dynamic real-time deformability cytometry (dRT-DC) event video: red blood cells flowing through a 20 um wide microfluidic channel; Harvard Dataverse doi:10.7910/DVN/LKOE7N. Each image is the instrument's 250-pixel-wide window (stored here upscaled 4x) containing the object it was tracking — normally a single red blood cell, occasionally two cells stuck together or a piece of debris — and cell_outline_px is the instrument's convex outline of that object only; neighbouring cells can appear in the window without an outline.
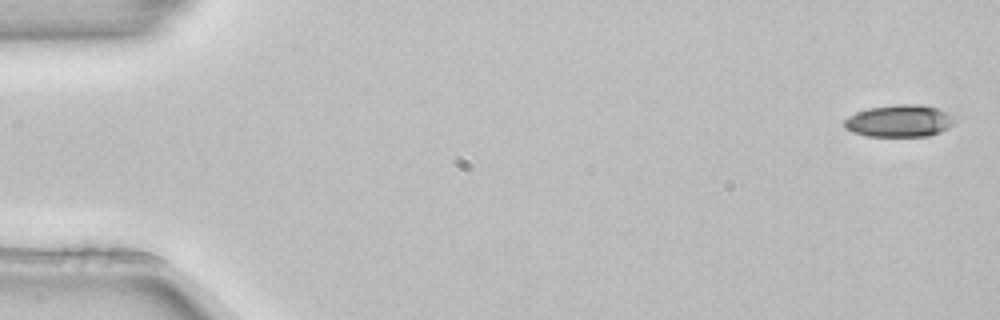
{"species": "common noctule bat (a hibernating species)", "species_latin": "Nyctalus noctula", "temperature_condition": "room temperature", "stored_images_in_passage": 4, "camera_frame_rate_fps": 3000, "um_per_image_px": 0.085, "animal": {"sex": "female", "body_mass_g": 22.7, "forearm_length_mm": 54.2}, "frame": {"image": 1, "passage_image": 1, "time_ms": 0.0, "image_size_px": [1000, 320], "cell_outline_px": [[952, 124], [948, 128], [940, 132], [928, 136], [868, 136], [852, 132], [844, 128], [844, 120], [848, 116], [856, 112], [868, 108], [896, 104], [920, 104], [936, 108], [944, 112], [952, 120]], "centroid_in_image_um": [76.36, 10.28], "position_along_channel_um": 8.6, "area_um2": 20.4}}
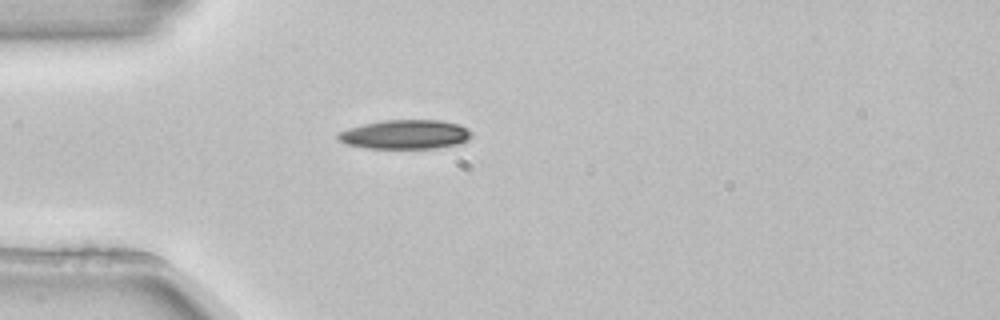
{"frame": {"image": 2, "passage_image": 4, "time_ms": 1.0, "image_size_px": [1000, 320], "cell_outline_px": [[472, 136], [468, 140], [456, 144], [436, 148], [364, 148], [348, 144], [340, 140], [336, 136], [336, 132], [348, 128], [364, 124], [384, 120], [440, 120], [460, 124], [468, 128], [472, 132]], "centroid_in_image_um": [34.46, 11.42], "position_along_channel_um": 50.5, "area_um2": 22.77}}